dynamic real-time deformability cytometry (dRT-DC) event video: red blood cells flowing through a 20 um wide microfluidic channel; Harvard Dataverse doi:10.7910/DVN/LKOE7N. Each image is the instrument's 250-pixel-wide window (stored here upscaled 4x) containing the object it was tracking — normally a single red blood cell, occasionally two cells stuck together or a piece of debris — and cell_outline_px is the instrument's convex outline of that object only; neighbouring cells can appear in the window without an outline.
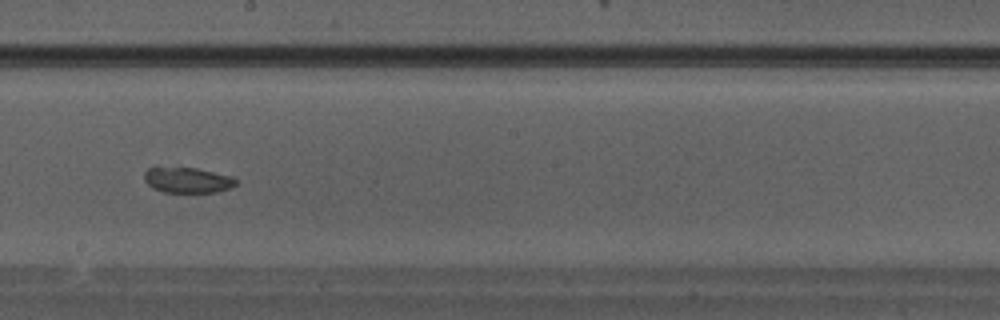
{"species": "Egyptian fruit bat (a non-hibernating species)", "species_latin": "Rousettus aegyptiacus", "temperature_condition": "warm", "stored_images_in_passage": 35, "camera_frame_rate_fps": 3000, "um_per_image_px": 0.085, "animal": {"sex": "male"}, "frame": {"image": 1, "passage_image": 20, "time_ms": 6.333, "image_size_px": [1000, 320], "cell_outline_px": [[236, 184], [228, 188], [216, 192], [164, 192], [152, 188], [144, 180], [144, 172], [148, 168], [196, 168], [232, 176], [236, 180]], "centroid_in_image_um": [15.92, 15.31], "position_along_channel_um": 232.3, "area_um2": 13.41}}